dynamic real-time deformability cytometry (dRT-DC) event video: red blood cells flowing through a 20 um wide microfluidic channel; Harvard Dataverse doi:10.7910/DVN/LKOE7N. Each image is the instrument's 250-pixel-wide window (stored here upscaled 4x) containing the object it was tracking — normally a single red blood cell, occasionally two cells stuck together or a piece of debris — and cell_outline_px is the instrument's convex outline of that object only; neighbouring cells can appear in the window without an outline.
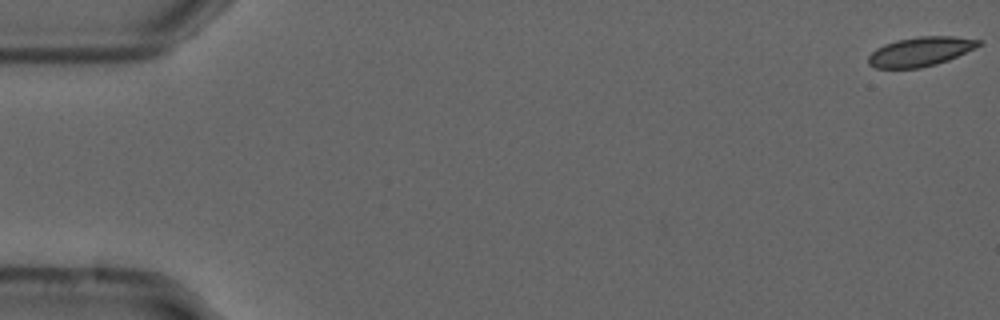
{"species": "common noctule bat (a hibernating species)", "species_latin": "Nyctalus noctula", "temperature_condition": "cold", "stored_images_in_passage": 56, "camera_frame_rate_fps": 3000, "um_per_image_px": 0.085, "animal": {"sex": "male", "forearm_length_mm": 52.5}, "frame": {"image": 1, "passage_image": 1, "time_ms": 0.0, "image_size_px": [1000, 320], "cell_outline_px": [[984, 44], [976, 48], [948, 60], [936, 64], [920, 68], [876, 68], [868, 64], [868, 56], [876, 48], [884, 44], [896, 40], [920, 36], [956, 36], [984, 40]], "centroid_in_image_um": [78.28, 4.37], "position_along_channel_um": 6.7, "area_um2": 19.07}}
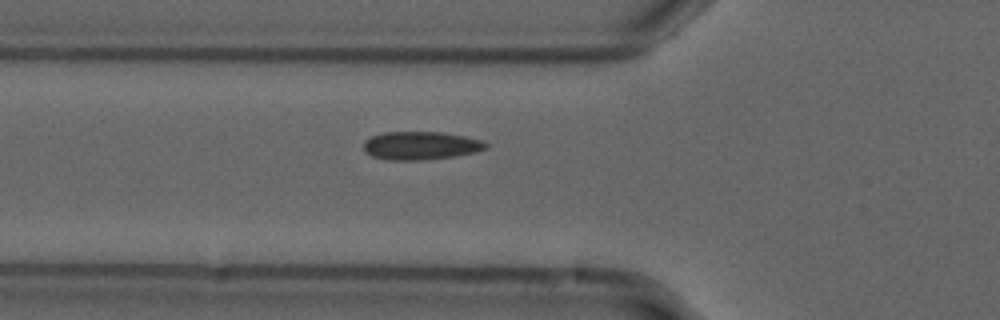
{"frame": {"image": 2, "passage_image": 20, "time_ms": 6.333, "image_size_px": [1000, 320], "cell_outline_px": [[488, 148], [476, 152], [456, 156], [420, 160], [388, 160], [372, 156], [364, 152], [364, 140], [372, 136], [384, 132], [444, 132], [464, 136], [480, 140], [488, 144]], "centroid_in_image_um": [35.75, 12.38], "position_along_channel_um": 90.0, "area_um2": 20.17}}
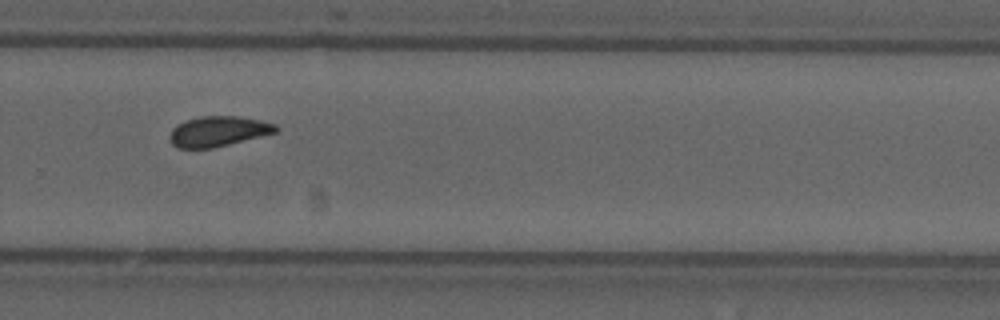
{"frame": {"image": 3, "passage_image": 38, "time_ms": 12.333, "image_size_px": [1000, 320], "cell_outline_px": [[280, 128], [276, 132], [212, 148], [176, 148], [172, 144], [168, 136], [172, 128], [176, 124], [184, 120], [200, 116], [236, 116], [260, 120], [276, 124]], "centroid_in_image_um": [18.5, 11.15], "position_along_channel_um": 311.3, "area_um2": 18.73}, "authors_computed_cell_mechanics": {"area_um2": 18.9295, "velocity_mm_per_s": 3.6918, "shape_relaxation_time_tau1_ms": null, "shape_relaxation_time_tau2_ms": 1.396, "deformation_change_tau1": null, "deformation_change_tau2": 0.0453}}